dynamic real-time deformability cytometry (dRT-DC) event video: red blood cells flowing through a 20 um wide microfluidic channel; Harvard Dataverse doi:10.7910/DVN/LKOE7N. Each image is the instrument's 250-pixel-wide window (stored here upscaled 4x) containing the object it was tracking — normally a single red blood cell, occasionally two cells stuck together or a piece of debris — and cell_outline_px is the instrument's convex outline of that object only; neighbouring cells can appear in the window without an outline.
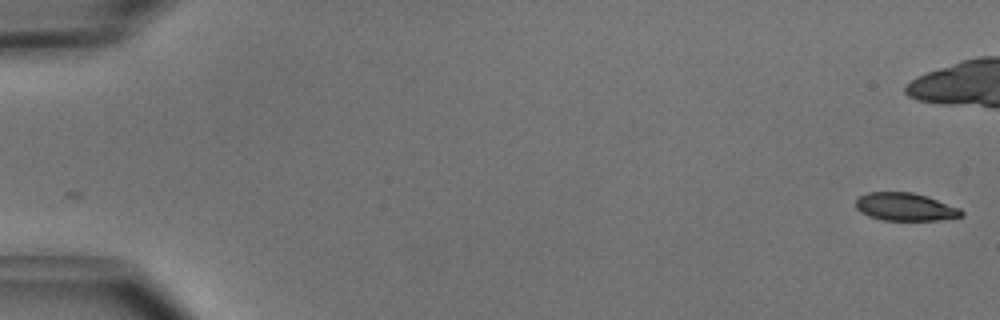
{"species": "common noctule bat (a hibernating species)", "species_latin": "Nyctalus noctula", "temperature_condition": "cold", "stored_images_in_passage": 52, "camera_frame_rate_fps": 3000, "um_per_image_px": 0.085, "animal": {"sex": "male", "body_mass_g": 15.6}, "frame": {"image": 1, "passage_image": 1, "time_ms": 0.0, "image_size_px": [1000, 320], "cell_outline_px": [[964, 216], [940, 220], [884, 220], [868, 216], [860, 212], [856, 208], [856, 200], [860, 196], [868, 192], [912, 192], [928, 196], [960, 208], [964, 212]], "centroid_in_image_um": [76.97, 17.58], "position_along_channel_um": 8.0, "area_um2": 17.28}}
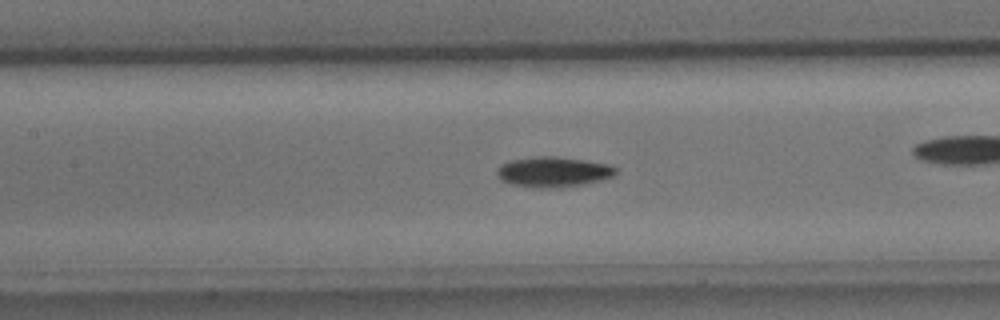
{"frame": {"image": 2, "passage_image": 24, "time_ms": 7.667, "image_size_px": [1000, 320], "cell_outline_px": [[616, 172], [612, 176], [600, 180], [584, 184], [560, 188], [540, 188], [512, 184], [504, 180], [496, 172], [500, 164], [512, 160], [536, 156], [556, 156], [584, 160], [608, 164], [616, 168]], "centroid_in_image_um": [47.04, 14.61], "position_along_channel_um": 160.4, "area_um2": 20.75}}
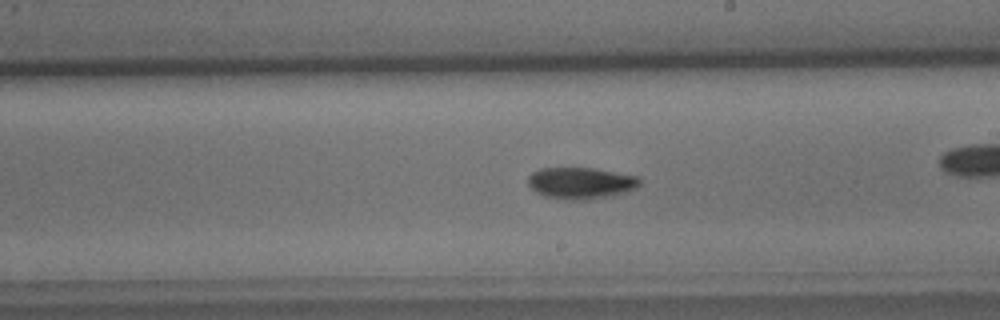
{"frame": {"image": 3, "passage_image": 30, "time_ms": 9.667, "image_size_px": [1000, 320], "cell_outline_px": [[640, 184], [636, 188], [612, 196], [588, 200], [572, 200], [544, 196], [536, 192], [528, 184], [528, 176], [532, 172], [540, 168], [596, 168], [636, 176], [640, 180]], "centroid_in_image_um": [49.36, 15.56], "position_along_channel_um": 239.6, "area_um2": 20.58}}